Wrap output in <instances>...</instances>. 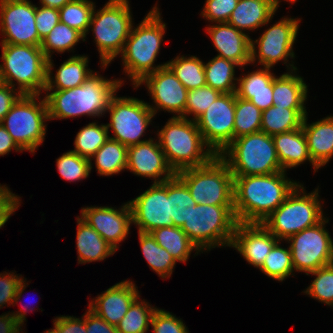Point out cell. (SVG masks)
I'll list each match as a JSON object with an SVG mask.
<instances>
[{
    "label": "cell",
    "instance_id": "6da1fadb",
    "mask_svg": "<svg viewBox=\"0 0 333 333\" xmlns=\"http://www.w3.org/2000/svg\"><path fill=\"white\" fill-rule=\"evenodd\" d=\"M285 171L234 178V215L237 222L262 223L299 184Z\"/></svg>",
    "mask_w": 333,
    "mask_h": 333
},
{
    "label": "cell",
    "instance_id": "7a4b0ae2",
    "mask_svg": "<svg viewBox=\"0 0 333 333\" xmlns=\"http://www.w3.org/2000/svg\"><path fill=\"white\" fill-rule=\"evenodd\" d=\"M122 79H106L95 72L73 89L46 91L44 96L49 120L106 114L111 98L121 88Z\"/></svg>",
    "mask_w": 333,
    "mask_h": 333
},
{
    "label": "cell",
    "instance_id": "3957f363",
    "mask_svg": "<svg viewBox=\"0 0 333 333\" xmlns=\"http://www.w3.org/2000/svg\"><path fill=\"white\" fill-rule=\"evenodd\" d=\"M159 10L155 4L138 26H132L120 54L123 71L133 82V87L145 76L166 65V63L154 65L166 31V24L163 23Z\"/></svg>",
    "mask_w": 333,
    "mask_h": 333
},
{
    "label": "cell",
    "instance_id": "277c9868",
    "mask_svg": "<svg viewBox=\"0 0 333 333\" xmlns=\"http://www.w3.org/2000/svg\"><path fill=\"white\" fill-rule=\"evenodd\" d=\"M158 143L175 173L207 164L214 152L205 144L196 121L171 117L157 130Z\"/></svg>",
    "mask_w": 333,
    "mask_h": 333
},
{
    "label": "cell",
    "instance_id": "5b68a950",
    "mask_svg": "<svg viewBox=\"0 0 333 333\" xmlns=\"http://www.w3.org/2000/svg\"><path fill=\"white\" fill-rule=\"evenodd\" d=\"M237 221L234 205H189L181 229L203 251L230 247Z\"/></svg>",
    "mask_w": 333,
    "mask_h": 333
},
{
    "label": "cell",
    "instance_id": "8992f818",
    "mask_svg": "<svg viewBox=\"0 0 333 333\" xmlns=\"http://www.w3.org/2000/svg\"><path fill=\"white\" fill-rule=\"evenodd\" d=\"M0 74L3 83L22 95H40L47 83V58L40 46L1 44ZM16 81V82H15ZM15 82V83H14Z\"/></svg>",
    "mask_w": 333,
    "mask_h": 333
},
{
    "label": "cell",
    "instance_id": "52a82bcc",
    "mask_svg": "<svg viewBox=\"0 0 333 333\" xmlns=\"http://www.w3.org/2000/svg\"><path fill=\"white\" fill-rule=\"evenodd\" d=\"M219 156L227 163L233 177L283 171L273 137L262 131L234 139Z\"/></svg>",
    "mask_w": 333,
    "mask_h": 333
},
{
    "label": "cell",
    "instance_id": "ba28073f",
    "mask_svg": "<svg viewBox=\"0 0 333 333\" xmlns=\"http://www.w3.org/2000/svg\"><path fill=\"white\" fill-rule=\"evenodd\" d=\"M129 0H109L96 11L94 7L89 30L99 52L102 69L120 55L133 26Z\"/></svg>",
    "mask_w": 333,
    "mask_h": 333
},
{
    "label": "cell",
    "instance_id": "9c48e42d",
    "mask_svg": "<svg viewBox=\"0 0 333 333\" xmlns=\"http://www.w3.org/2000/svg\"><path fill=\"white\" fill-rule=\"evenodd\" d=\"M318 190L319 186L307 194L299 183L262 224L280 241L316 225L325 217Z\"/></svg>",
    "mask_w": 333,
    "mask_h": 333
},
{
    "label": "cell",
    "instance_id": "30bf717a",
    "mask_svg": "<svg viewBox=\"0 0 333 333\" xmlns=\"http://www.w3.org/2000/svg\"><path fill=\"white\" fill-rule=\"evenodd\" d=\"M176 176L187 186L196 204L234 205V178L219 155L205 165L180 170Z\"/></svg>",
    "mask_w": 333,
    "mask_h": 333
},
{
    "label": "cell",
    "instance_id": "8fae6325",
    "mask_svg": "<svg viewBox=\"0 0 333 333\" xmlns=\"http://www.w3.org/2000/svg\"><path fill=\"white\" fill-rule=\"evenodd\" d=\"M39 96L21 95L1 122L16 144L32 154L43 143L49 121L45 98Z\"/></svg>",
    "mask_w": 333,
    "mask_h": 333
},
{
    "label": "cell",
    "instance_id": "7c38bea8",
    "mask_svg": "<svg viewBox=\"0 0 333 333\" xmlns=\"http://www.w3.org/2000/svg\"><path fill=\"white\" fill-rule=\"evenodd\" d=\"M300 21V18L283 17L266 29L259 39H251L250 64L258 61V65L273 68L275 64L283 60V64H286L289 71L298 70L293 61H290L292 64L287 62L288 58L294 60L296 56L293 45L298 35Z\"/></svg>",
    "mask_w": 333,
    "mask_h": 333
},
{
    "label": "cell",
    "instance_id": "4fadbf2b",
    "mask_svg": "<svg viewBox=\"0 0 333 333\" xmlns=\"http://www.w3.org/2000/svg\"><path fill=\"white\" fill-rule=\"evenodd\" d=\"M106 112L110 114V123L106 124L111 128L114 135L109 138L119 141L125 146L142 143L145 130L155 117L148 103L134 97H117L115 94Z\"/></svg>",
    "mask_w": 333,
    "mask_h": 333
},
{
    "label": "cell",
    "instance_id": "5bb4252c",
    "mask_svg": "<svg viewBox=\"0 0 333 333\" xmlns=\"http://www.w3.org/2000/svg\"><path fill=\"white\" fill-rule=\"evenodd\" d=\"M329 218L324 217L316 225L294 234L286 241L290 243L292 263L295 271L308 273L333 263V239L325 228Z\"/></svg>",
    "mask_w": 333,
    "mask_h": 333
},
{
    "label": "cell",
    "instance_id": "9a60e30c",
    "mask_svg": "<svg viewBox=\"0 0 333 333\" xmlns=\"http://www.w3.org/2000/svg\"><path fill=\"white\" fill-rule=\"evenodd\" d=\"M235 93H222L196 120L205 144L219 155L232 141Z\"/></svg>",
    "mask_w": 333,
    "mask_h": 333
},
{
    "label": "cell",
    "instance_id": "2e32d148",
    "mask_svg": "<svg viewBox=\"0 0 333 333\" xmlns=\"http://www.w3.org/2000/svg\"><path fill=\"white\" fill-rule=\"evenodd\" d=\"M36 5L30 0H0L1 44L40 46Z\"/></svg>",
    "mask_w": 333,
    "mask_h": 333
},
{
    "label": "cell",
    "instance_id": "e0dca14e",
    "mask_svg": "<svg viewBox=\"0 0 333 333\" xmlns=\"http://www.w3.org/2000/svg\"><path fill=\"white\" fill-rule=\"evenodd\" d=\"M132 221L138 231L148 232L167 226H174L170 216V197L167 196V180L154 183L149 189L128 201Z\"/></svg>",
    "mask_w": 333,
    "mask_h": 333
},
{
    "label": "cell",
    "instance_id": "ac0fdd59",
    "mask_svg": "<svg viewBox=\"0 0 333 333\" xmlns=\"http://www.w3.org/2000/svg\"><path fill=\"white\" fill-rule=\"evenodd\" d=\"M143 83L154 100V107L148 104L154 115L157 110L175 113L174 117L184 115L188 90L167 65L145 76L134 88L137 89Z\"/></svg>",
    "mask_w": 333,
    "mask_h": 333
},
{
    "label": "cell",
    "instance_id": "d6986e66",
    "mask_svg": "<svg viewBox=\"0 0 333 333\" xmlns=\"http://www.w3.org/2000/svg\"><path fill=\"white\" fill-rule=\"evenodd\" d=\"M81 209L79 217L117 251L119 243L127 238L133 224L129 203H124L121 209L111 206H87Z\"/></svg>",
    "mask_w": 333,
    "mask_h": 333
},
{
    "label": "cell",
    "instance_id": "ffe728a7",
    "mask_svg": "<svg viewBox=\"0 0 333 333\" xmlns=\"http://www.w3.org/2000/svg\"><path fill=\"white\" fill-rule=\"evenodd\" d=\"M126 169L137 176L152 178L154 183H161L176 175L157 139L154 141L153 138L128 146Z\"/></svg>",
    "mask_w": 333,
    "mask_h": 333
},
{
    "label": "cell",
    "instance_id": "44dd1931",
    "mask_svg": "<svg viewBox=\"0 0 333 333\" xmlns=\"http://www.w3.org/2000/svg\"><path fill=\"white\" fill-rule=\"evenodd\" d=\"M279 240L262 223L237 222L230 247L259 268Z\"/></svg>",
    "mask_w": 333,
    "mask_h": 333
},
{
    "label": "cell",
    "instance_id": "7402d4cb",
    "mask_svg": "<svg viewBox=\"0 0 333 333\" xmlns=\"http://www.w3.org/2000/svg\"><path fill=\"white\" fill-rule=\"evenodd\" d=\"M103 292L95 299L93 298L88 307L109 324L115 326L140 296L138 288L132 280H123Z\"/></svg>",
    "mask_w": 333,
    "mask_h": 333
},
{
    "label": "cell",
    "instance_id": "603a6c76",
    "mask_svg": "<svg viewBox=\"0 0 333 333\" xmlns=\"http://www.w3.org/2000/svg\"><path fill=\"white\" fill-rule=\"evenodd\" d=\"M218 51L217 56L233 61L240 68L250 64L251 38L229 23H216L205 27Z\"/></svg>",
    "mask_w": 333,
    "mask_h": 333
},
{
    "label": "cell",
    "instance_id": "cb8c5ba5",
    "mask_svg": "<svg viewBox=\"0 0 333 333\" xmlns=\"http://www.w3.org/2000/svg\"><path fill=\"white\" fill-rule=\"evenodd\" d=\"M89 58L84 55H74L64 61L55 75L52 58L47 59V83L45 91H60L73 89L82 85L95 72L88 68Z\"/></svg>",
    "mask_w": 333,
    "mask_h": 333
},
{
    "label": "cell",
    "instance_id": "d4e9b609",
    "mask_svg": "<svg viewBox=\"0 0 333 333\" xmlns=\"http://www.w3.org/2000/svg\"><path fill=\"white\" fill-rule=\"evenodd\" d=\"M306 115L302 129L312 161L320 168L333 157V116L308 124Z\"/></svg>",
    "mask_w": 333,
    "mask_h": 333
},
{
    "label": "cell",
    "instance_id": "484cf974",
    "mask_svg": "<svg viewBox=\"0 0 333 333\" xmlns=\"http://www.w3.org/2000/svg\"><path fill=\"white\" fill-rule=\"evenodd\" d=\"M276 153L283 171L296 168L300 164L309 161L316 172L319 167L312 161L307 140L302 127L289 132L275 134L272 136Z\"/></svg>",
    "mask_w": 333,
    "mask_h": 333
},
{
    "label": "cell",
    "instance_id": "4316f807",
    "mask_svg": "<svg viewBox=\"0 0 333 333\" xmlns=\"http://www.w3.org/2000/svg\"><path fill=\"white\" fill-rule=\"evenodd\" d=\"M277 9L270 0H239L227 23L246 33L268 26Z\"/></svg>",
    "mask_w": 333,
    "mask_h": 333
},
{
    "label": "cell",
    "instance_id": "83f0119b",
    "mask_svg": "<svg viewBox=\"0 0 333 333\" xmlns=\"http://www.w3.org/2000/svg\"><path fill=\"white\" fill-rule=\"evenodd\" d=\"M296 70L289 71L273 80V105L287 109H306L308 86Z\"/></svg>",
    "mask_w": 333,
    "mask_h": 333
},
{
    "label": "cell",
    "instance_id": "f1b7e54d",
    "mask_svg": "<svg viewBox=\"0 0 333 333\" xmlns=\"http://www.w3.org/2000/svg\"><path fill=\"white\" fill-rule=\"evenodd\" d=\"M77 220L76 248L78 264L102 261L116 253L91 226L79 216Z\"/></svg>",
    "mask_w": 333,
    "mask_h": 333
},
{
    "label": "cell",
    "instance_id": "f546056e",
    "mask_svg": "<svg viewBox=\"0 0 333 333\" xmlns=\"http://www.w3.org/2000/svg\"><path fill=\"white\" fill-rule=\"evenodd\" d=\"M306 115V109H287L272 105L262 111L261 131L273 136L299 129Z\"/></svg>",
    "mask_w": 333,
    "mask_h": 333
},
{
    "label": "cell",
    "instance_id": "4dcf8cb0",
    "mask_svg": "<svg viewBox=\"0 0 333 333\" xmlns=\"http://www.w3.org/2000/svg\"><path fill=\"white\" fill-rule=\"evenodd\" d=\"M150 233L158 245L165 248L176 262H187L192 251H196L197 255L201 252L180 227H161Z\"/></svg>",
    "mask_w": 333,
    "mask_h": 333
},
{
    "label": "cell",
    "instance_id": "1f68e13d",
    "mask_svg": "<svg viewBox=\"0 0 333 333\" xmlns=\"http://www.w3.org/2000/svg\"><path fill=\"white\" fill-rule=\"evenodd\" d=\"M128 147L119 141L109 138L90 158V170L92 160L95 161L97 173L101 176H111L124 171L127 166Z\"/></svg>",
    "mask_w": 333,
    "mask_h": 333
},
{
    "label": "cell",
    "instance_id": "d6a6232c",
    "mask_svg": "<svg viewBox=\"0 0 333 333\" xmlns=\"http://www.w3.org/2000/svg\"><path fill=\"white\" fill-rule=\"evenodd\" d=\"M236 66L239 67L233 61L215 56L208 63H204L206 84L221 93H236L238 82V78L234 76Z\"/></svg>",
    "mask_w": 333,
    "mask_h": 333
},
{
    "label": "cell",
    "instance_id": "836d02e7",
    "mask_svg": "<svg viewBox=\"0 0 333 333\" xmlns=\"http://www.w3.org/2000/svg\"><path fill=\"white\" fill-rule=\"evenodd\" d=\"M139 243L142 254L149 267L163 279L170 278L176 265V260L171 254L155 241L151 233L140 232Z\"/></svg>",
    "mask_w": 333,
    "mask_h": 333
},
{
    "label": "cell",
    "instance_id": "e575fe53",
    "mask_svg": "<svg viewBox=\"0 0 333 333\" xmlns=\"http://www.w3.org/2000/svg\"><path fill=\"white\" fill-rule=\"evenodd\" d=\"M176 78L189 91L203 87L206 84L204 62L196 56H180L166 62Z\"/></svg>",
    "mask_w": 333,
    "mask_h": 333
},
{
    "label": "cell",
    "instance_id": "d590c367",
    "mask_svg": "<svg viewBox=\"0 0 333 333\" xmlns=\"http://www.w3.org/2000/svg\"><path fill=\"white\" fill-rule=\"evenodd\" d=\"M80 40L86 41L81 32L59 21L50 33L42 39L40 48L46 58L49 59L54 52L64 53L73 50Z\"/></svg>",
    "mask_w": 333,
    "mask_h": 333
},
{
    "label": "cell",
    "instance_id": "8d00e7d4",
    "mask_svg": "<svg viewBox=\"0 0 333 333\" xmlns=\"http://www.w3.org/2000/svg\"><path fill=\"white\" fill-rule=\"evenodd\" d=\"M262 111L250 100L239 98L235 93V119L233 140L261 131Z\"/></svg>",
    "mask_w": 333,
    "mask_h": 333
},
{
    "label": "cell",
    "instance_id": "74e56055",
    "mask_svg": "<svg viewBox=\"0 0 333 333\" xmlns=\"http://www.w3.org/2000/svg\"><path fill=\"white\" fill-rule=\"evenodd\" d=\"M156 309L144 299L140 300L139 296L116 325L118 333H146L149 330L151 318Z\"/></svg>",
    "mask_w": 333,
    "mask_h": 333
},
{
    "label": "cell",
    "instance_id": "f35d334b",
    "mask_svg": "<svg viewBox=\"0 0 333 333\" xmlns=\"http://www.w3.org/2000/svg\"><path fill=\"white\" fill-rule=\"evenodd\" d=\"M109 135V129L106 124L89 123L77 133L74 140V150L71 151L90 159L109 139Z\"/></svg>",
    "mask_w": 333,
    "mask_h": 333
},
{
    "label": "cell",
    "instance_id": "ab89813d",
    "mask_svg": "<svg viewBox=\"0 0 333 333\" xmlns=\"http://www.w3.org/2000/svg\"><path fill=\"white\" fill-rule=\"evenodd\" d=\"M94 7L91 0H72L59 9L60 22L78 30L86 39Z\"/></svg>",
    "mask_w": 333,
    "mask_h": 333
},
{
    "label": "cell",
    "instance_id": "60d3db41",
    "mask_svg": "<svg viewBox=\"0 0 333 333\" xmlns=\"http://www.w3.org/2000/svg\"><path fill=\"white\" fill-rule=\"evenodd\" d=\"M280 244L279 240L265 257L259 270L266 276L282 282L287 277L294 275L293 272L295 269L289 246L288 248H283Z\"/></svg>",
    "mask_w": 333,
    "mask_h": 333
},
{
    "label": "cell",
    "instance_id": "b9f144b4",
    "mask_svg": "<svg viewBox=\"0 0 333 333\" xmlns=\"http://www.w3.org/2000/svg\"><path fill=\"white\" fill-rule=\"evenodd\" d=\"M167 196L170 197V216L173 225L182 227L185 222V211L189 205H196L187 186L175 175L167 180Z\"/></svg>",
    "mask_w": 333,
    "mask_h": 333
},
{
    "label": "cell",
    "instance_id": "7bdbcfd3",
    "mask_svg": "<svg viewBox=\"0 0 333 333\" xmlns=\"http://www.w3.org/2000/svg\"><path fill=\"white\" fill-rule=\"evenodd\" d=\"M270 69L263 67L238 77L236 96L250 100V92L273 91L275 74Z\"/></svg>",
    "mask_w": 333,
    "mask_h": 333
},
{
    "label": "cell",
    "instance_id": "ee69618b",
    "mask_svg": "<svg viewBox=\"0 0 333 333\" xmlns=\"http://www.w3.org/2000/svg\"><path fill=\"white\" fill-rule=\"evenodd\" d=\"M316 276L303 292L306 295L333 307V263L318 268L307 275Z\"/></svg>",
    "mask_w": 333,
    "mask_h": 333
},
{
    "label": "cell",
    "instance_id": "f6af8a7d",
    "mask_svg": "<svg viewBox=\"0 0 333 333\" xmlns=\"http://www.w3.org/2000/svg\"><path fill=\"white\" fill-rule=\"evenodd\" d=\"M56 166L60 176L69 182L86 179L91 172L90 159L71 150L56 159Z\"/></svg>",
    "mask_w": 333,
    "mask_h": 333
},
{
    "label": "cell",
    "instance_id": "bcb514c9",
    "mask_svg": "<svg viewBox=\"0 0 333 333\" xmlns=\"http://www.w3.org/2000/svg\"><path fill=\"white\" fill-rule=\"evenodd\" d=\"M221 94L220 91L208 85L189 90L185 113L182 117L188 119L190 115H193L191 120L196 121Z\"/></svg>",
    "mask_w": 333,
    "mask_h": 333
},
{
    "label": "cell",
    "instance_id": "7dc6e473",
    "mask_svg": "<svg viewBox=\"0 0 333 333\" xmlns=\"http://www.w3.org/2000/svg\"><path fill=\"white\" fill-rule=\"evenodd\" d=\"M4 272L0 273V309L6 304L7 306L17 304L29 284L22 275L20 277L11 271L10 273Z\"/></svg>",
    "mask_w": 333,
    "mask_h": 333
},
{
    "label": "cell",
    "instance_id": "c3c4849f",
    "mask_svg": "<svg viewBox=\"0 0 333 333\" xmlns=\"http://www.w3.org/2000/svg\"><path fill=\"white\" fill-rule=\"evenodd\" d=\"M239 0H206L201 16L212 23H227Z\"/></svg>",
    "mask_w": 333,
    "mask_h": 333
},
{
    "label": "cell",
    "instance_id": "681fc988",
    "mask_svg": "<svg viewBox=\"0 0 333 333\" xmlns=\"http://www.w3.org/2000/svg\"><path fill=\"white\" fill-rule=\"evenodd\" d=\"M154 333H189L185 323L164 309H156L151 318Z\"/></svg>",
    "mask_w": 333,
    "mask_h": 333
},
{
    "label": "cell",
    "instance_id": "f907efd6",
    "mask_svg": "<svg viewBox=\"0 0 333 333\" xmlns=\"http://www.w3.org/2000/svg\"><path fill=\"white\" fill-rule=\"evenodd\" d=\"M59 9L36 6L35 23L39 38L42 40L59 23Z\"/></svg>",
    "mask_w": 333,
    "mask_h": 333
},
{
    "label": "cell",
    "instance_id": "816d5d0a",
    "mask_svg": "<svg viewBox=\"0 0 333 333\" xmlns=\"http://www.w3.org/2000/svg\"><path fill=\"white\" fill-rule=\"evenodd\" d=\"M20 196L11 192L6 185L0 184V229L20 206Z\"/></svg>",
    "mask_w": 333,
    "mask_h": 333
},
{
    "label": "cell",
    "instance_id": "f5cc1de1",
    "mask_svg": "<svg viewBox=\"0 0 333 333\" xmlns=\"http://www.w3.org/2000/svg\"><path fill=\"white\" fill-rule=\"evenodd\" d=\"M84 314L87 333H118L115 325L109 324L89 307Z\"/></svg>",
    "mask_w": 333,
    "mask_h": 333
},
{
    "label": "cell",
    "instance_id": "db71d44e",
    "mask_svg": "<svg viewBox=\"0 0 333 333\" xmlns=\"http://www.w3.org/2000/svg\"><path fill=\"white\" fill-rule=\"evenodd\" d=\"M53 323L60 333H87L84 314L81 319L73 316H58L53 319Z\"/></svg>",
    "mask_w": 333,
    "mask_h": 333
},
{
    "label": "cell",
    "instance_id": "11a10c76",
    "mask_svg": "<svg viewBox=\"0 0 333 333\" xmlns=\"http://www.w3.org/2000/svg\"><path fill=\"white\" fill-rule=\"evenodd\" d=\"M22 94L6 83L0 84V123Z\"/></svg>",
    "mask_w": 333,
    "mask_h": 333
},
{
    "label": "cell",
    "instance_id": "9f6ffc18",
    "mask_svg": "<svg viewBox=\"0 0 333 333\" xmlns=\"http://www.w3.org/2000/svg\"><path fill=\"white\" fill-rule=\"evenodd\" d=\"M12 150L21 153L23 151L0 123V156H4L7 153L9 154Z\"/></svg>",
    "mask_w": 333,
    "mask_h": 333
},
{
    "label": "cell",
    "instance_id": "6f0895ef",
    "mask_svg": "<svg viewBox=\"0 0 333 333\" xmlns=\"http://www.w3.org/2000/svg\"><path fill=\"white\" fill-rule=\"evenodd\" d=\"M273 91L250 92V101L261 111L273 105Z\"/></svg>",
    "mask_w": 333,
    "mask_h": 333
},
{
    "label": "cell",
    "instance_id": "680465c9",
    "mask_svg": "<svg viewBox=\"0 0 333 333\" xmlns=\"http://www.w3.org/2000/svg\"><path fill=\"white\" fill-rule=\"evenodd\" d=\"M21 327L11 313L0 315V333H20Z\"/></svg>",
    "mask_w": 333,
    "mask_h": 333
},
{
    "label": "cell",
    "instance_id": "91938a15",
    "mask_svg": "<svg viewBox=\"0 0 333 333\" xmlns=\"http://www.w3.org/2000/svg\"><path fill=\"white\" fill-rule=\"evenodd\" d=\"M28 306H21L20 310L14 311L13 313L11 312V314L13 315V317L15 318V320L21 325H24V321H26V312L28 311ZM34 308H30L29 311H32ZM16 312V313H15Z\"/></svg>",
    "mask_w": 333,
    "mask_h": 333
},
{
    "label": "cell",
    "instance_id": "94428289",
    "mask_svg": "<svg viewBox=\"0 0 333 333\" xmlns=\"http://www.w3.org/2000/svg\"><path fill=\"white\" fill-rule=\"evenodd\" d=\"M72 0H40L41 6L61 9L65 4Z\"/></svg>",
    "mask_w": 333,
    "mask_h": 333
},
{
    "label": "cell",
    "instance_id": "6125c7cd",
    "mask_svg": "<svg viewBox=\"0 0 333 333\" xmlns=\"http://www.w3.org/2000/svg\"><path fill=\"white\" fill-rule=\"evenodd\" d=\"M272 1L277 7H279L281 0H270ZM288 1L289 3H295L297 0H284Z\"/></svg>",
    "mask_w": 333,
    "mask_h": 333
},
{
    "label": "cell",
    "instance_id": "be15d7a7",
    "mask_svg": "<svg viewBox=\"0 0 333 333\" xmlns=\"http://www.w3.org/2000/svg\"><path fill=\"white\" fill-rule=\"evenodd\" d=\"M44 333H60L59 329L54 325V328L46 330Z\"/></svg>",
    "mask_w": 333,
    "mask_h": 333
}]
</instances>
